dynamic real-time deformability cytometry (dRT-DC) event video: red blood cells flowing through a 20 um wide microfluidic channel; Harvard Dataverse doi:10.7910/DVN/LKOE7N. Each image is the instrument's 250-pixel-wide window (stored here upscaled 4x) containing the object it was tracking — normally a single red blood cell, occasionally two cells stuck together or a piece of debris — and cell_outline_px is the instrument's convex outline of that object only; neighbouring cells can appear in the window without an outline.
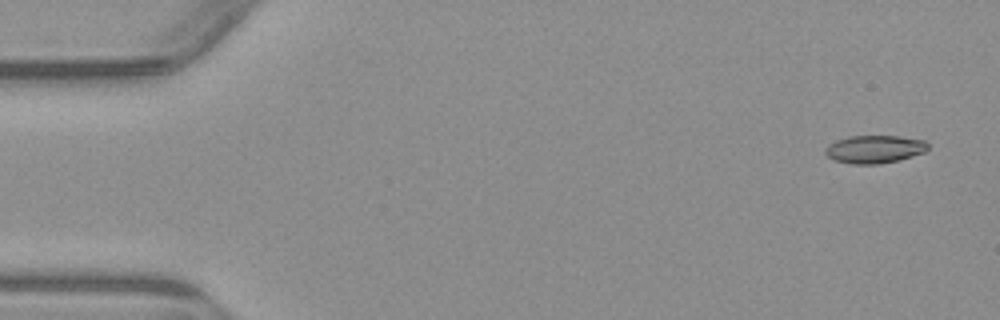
{"species": "common noctule bat (a hibernating species)", "species_latin": "Nyctalus noctula", "temperature_condition": "warm", "stored_images_in_passage": 6, "camera_frame_rate_fps": 3000, "um_per_image_px": 0.085, "animal": {"sex": "male", "body_mass_g": 23.1, "forearm_length_mm": 52.7}, "frame": {"image": 1, "passage_image": 1, "time_ms": 0.0, "image_size_px": [1000, 320], "cell_outline_px": [[928, 148], [924, 152], [912, 156], [880, 164], [852, 164], [832, 160], [824, 152], [824, 148], [828, 144], [836, 140], [848, 136], [900, 136], [924, 140], [928, 144]], "centroid_in_image_um": [74.29, 12.68], "position_along_channel_um": 10.7, "area_um2": 16.76}}
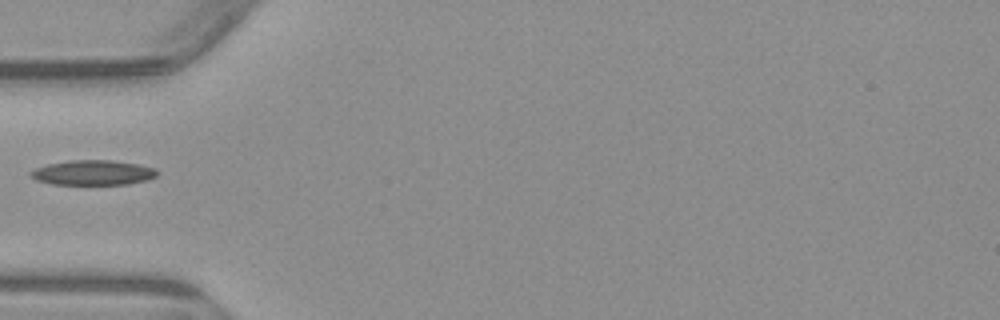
{"frame": {"image": 2, "passage_image": 5, "time_ms": 5.0, "image_size_px": [1000, 320], "cell_outline_px": [[156, 176], [148, 180], [128, 184], [52, 184], [36, 180], [28, 172], [36, 168], [48, 164], [68, 160], [112, 160], [136, 164], [156, 168]], "centroid_in_image_um": [7.9, 14.67], "position_along_channel_um": 77.1, "area_um2": 18.26}}
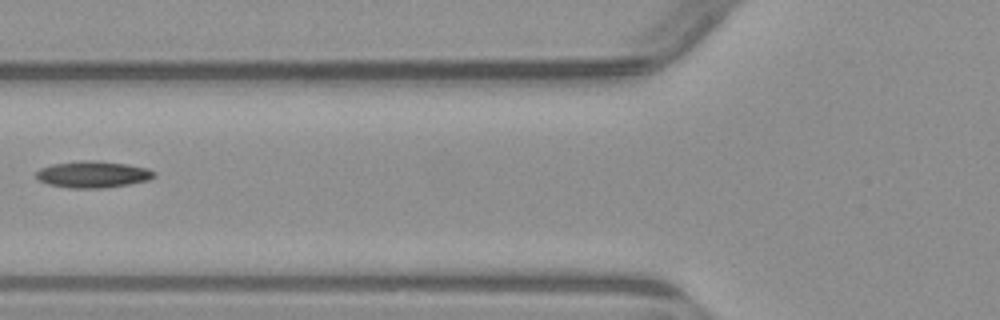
{"frame": {"image": 3, "passage_image": 6, "time_ms": 6.0, "image_size_px": [1000, 320], "cell_outline_px": [[156, 176], [148, 180], [128, 184], [104, 188], [68, 188], [48, 184], [40, 180], [36, 176], [36, 172], [40, 168], [52, 164], [80, 160], [92, 160], [128, 164], [148, 168], [156, 172]], "centroid_in_image_um": [7.91, 14.82], "position_along_channel_um": 117.9, "area_um2": 18.38}}